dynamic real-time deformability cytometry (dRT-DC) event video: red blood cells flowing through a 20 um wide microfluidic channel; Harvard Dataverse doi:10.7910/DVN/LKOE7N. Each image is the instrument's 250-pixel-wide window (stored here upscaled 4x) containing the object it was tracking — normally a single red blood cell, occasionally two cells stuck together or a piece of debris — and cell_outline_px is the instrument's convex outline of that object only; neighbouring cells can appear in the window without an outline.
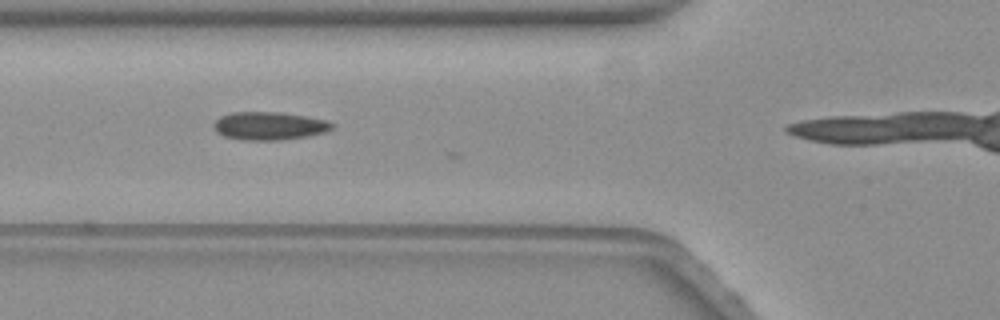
{"species": "common noctule bat (a hibernating species)", "species_latin": "Nyctalus noctula", "temperature_condition": "warm", "stored_images_in_passage": 7, "camera_frame_rate_fps": 3000, "um_per_image_px": 0.085, "animal": {"sex": "female", "body_mass_g": 19.3, "forearm_length_mm": 54.1}, "frame": {"image": 1, "passage_image": 3, "time_ms": 0.667, "image_size_px": [1000, 320], "cell_outline_px": [[332, 128], [324, 132], [308, 136], [280, 140], [244, 140], [224, 136], [216, 132], [212, 124], [220, 116], [232, 112], [276, 112], [304, 116], [324, 120], [332, 124]], "centroid_in_image_um": [22.81, 10.7], "position_along_channel_um": 103.0, "area_um2": 19.13}}